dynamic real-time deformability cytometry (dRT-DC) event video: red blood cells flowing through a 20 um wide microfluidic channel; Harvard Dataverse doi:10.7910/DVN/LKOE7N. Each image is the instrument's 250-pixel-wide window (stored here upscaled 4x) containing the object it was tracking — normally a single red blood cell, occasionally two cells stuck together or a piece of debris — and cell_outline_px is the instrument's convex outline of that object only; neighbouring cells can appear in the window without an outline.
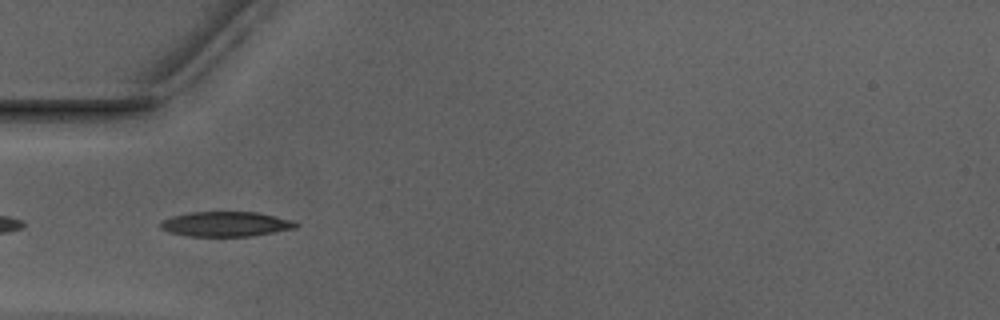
{"species": "Egyptian fruit bat (a non-hibernating species)", "species_latin": "Rousettus aegyptiacus", "temperature_condition": "warm", "stored_images_in_passage": 51, "camera_frame_rate_fps": 3000, "um_per_image_px": 0.085, "animal": {"sex": "male"}, "frame": {"image": 1, "passage_image": 16, "time_ms": 5.0, "image_size_px": [1000, 320], "cell_outline_px": [[300, 224], [296, 228], [252, 236], [188, 236], [168, 232], [160, 228], [160, 224], [164, 220], [172, 216], [192, 212], [256, 212], [292, 220]], "centroid_in_image_um": [19.2, 19.05], "position_along_channel_um": 65.8, "area_um2": 19.54}}
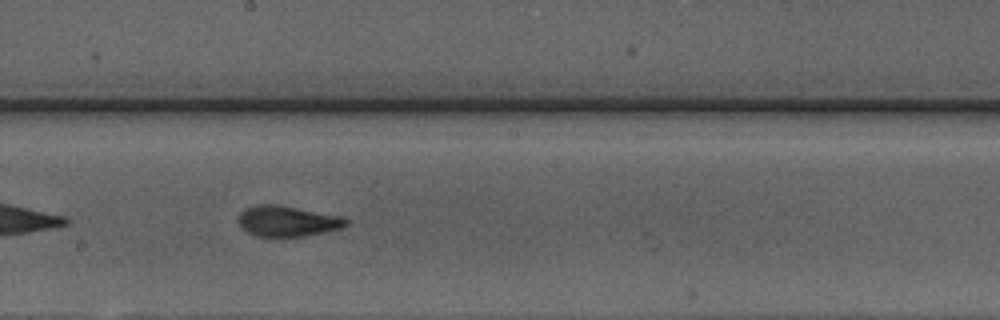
{"frame": {"image": 2, "passage_image": 28, "time_ms": 9.0, "image_size_px": [1000, 320], "cell_outline_px": [[348, 224], [340, 228], [324, 232], [304, 236], [256, 236], [240, 228], [240, 212], [244, 208], [256, 204], [276, 204], [340, 216], [348, 220]], "centroid_in_image_um": [24.4, 18.79], "position_along_channel_um": 223.8, "area_um2": 19.02}}
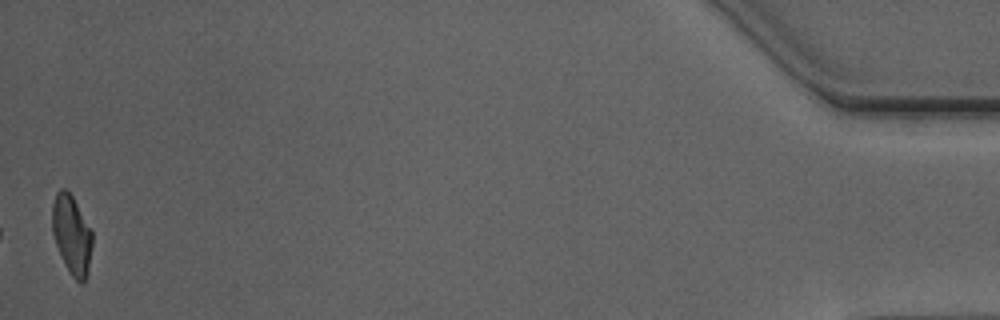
{"frame": {"image": 3, "passage_image": 51, "time_ms": 16.667, "image_size_px": [1000, 320], "cell_outline_px": [[92, 244], [88, 272], [84, 284], [80, 284], [72, 276], [64, 264], [56, 244], [52, 232], [52, 204], [56, 192], [60, 188], [64, 188], [72, 196], [92, 228]], "centroid_in_image_um": [6.11, 19.96], "position_along_channel_um": 429.1, "area_um2": 18.67}, "authors_computed_cell_mechanics": {"area_um2": 19.1896, "velocity_mm_per_s": 3.9555, "shape_relaxation_time_tau1_ms": 7.1001, "shape_relaxation_time_tau2_ms": 1.4591, "deformation_change_tau1": 0.226, "deformation_change_tau2": 0.0801}}